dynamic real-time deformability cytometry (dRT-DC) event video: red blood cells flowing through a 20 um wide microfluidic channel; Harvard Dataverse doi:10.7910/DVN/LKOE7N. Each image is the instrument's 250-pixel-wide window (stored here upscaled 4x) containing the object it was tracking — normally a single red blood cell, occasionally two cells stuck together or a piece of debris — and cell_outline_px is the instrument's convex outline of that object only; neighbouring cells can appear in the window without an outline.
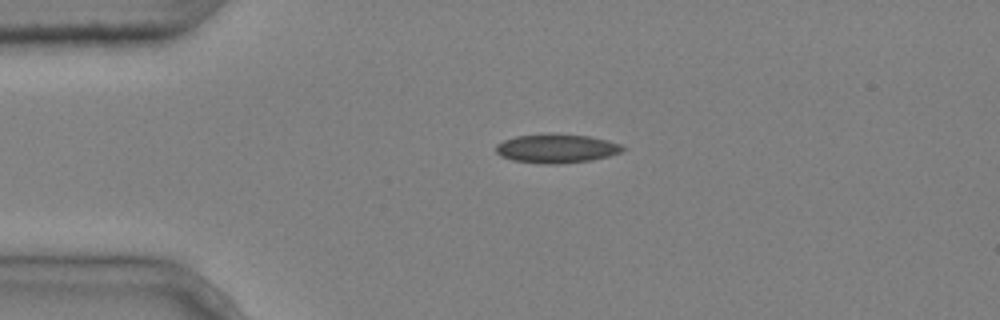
{"species": "common noctule bat (a hibernating species)", "species_latin": "Nyctalus noctula", "temperature_condition": "cold", "stored_images_in_passage": 2, "camera_frame_rate_fps": 3000, "um_per_image_px": 0.085, "animal": {"sex": "male", "body_mass_g": 20.4}, "frame": {"image": 1, "passage_image": 1, "time_ms": 0.0, "image_size_px": [1000, 320], "cell_outline_px": [[628, 148], [620, 152], [608, 156], [592, 160], [556, 164], [548, 164], [512, 160], [500, 156], [496, 152], [496, 144], [504, 140], [516, 136], [552, 132], [588, 136], [608, 140], [620, 144]], "centroid_in_image_um": [47.3, 12.6], "position_along_channel_um": 37.7, "area_um2": 21.62}}